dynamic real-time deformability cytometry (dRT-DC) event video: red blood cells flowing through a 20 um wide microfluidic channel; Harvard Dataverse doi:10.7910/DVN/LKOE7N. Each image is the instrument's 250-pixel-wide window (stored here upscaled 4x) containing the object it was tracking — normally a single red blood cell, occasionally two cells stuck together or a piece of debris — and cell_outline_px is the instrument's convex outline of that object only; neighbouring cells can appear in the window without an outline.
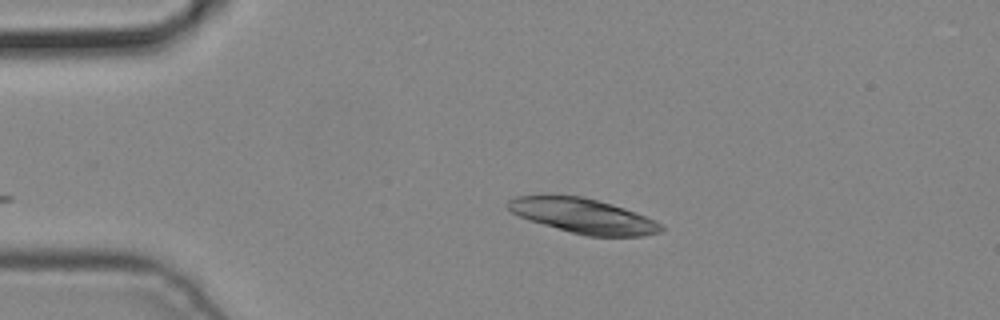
{"species": "common noctule bat (a hibernating species)", "species_latin": "Nyctalus noctula", "temperature_condition": "cold", "stored_images_in_passage": 3, "camera_frame_rate_fps": 3000, "um_per_image_px": 0.085, "animal": {"sex": "male", "body_mass_g": 19.2, "forearm_length_mm": 51.8}, "frame": {"image": 1, "passage_image": 3, "time_ms": 0.667, "image_size_px": [1000, 320], "cell_outline_px": [[664, 228], [660, 232], [644, 236], [588, 236], [572, 232], [528, 220], [512, 212], [504, 204], [508, 200], [516, 196], [584, 196], [612, 204], [636, 212], [656, 220]], "centroid_in_image_um": [49.59, 18.35], "position_along_channel_um": 35.4, "area_um2": 30.81}}